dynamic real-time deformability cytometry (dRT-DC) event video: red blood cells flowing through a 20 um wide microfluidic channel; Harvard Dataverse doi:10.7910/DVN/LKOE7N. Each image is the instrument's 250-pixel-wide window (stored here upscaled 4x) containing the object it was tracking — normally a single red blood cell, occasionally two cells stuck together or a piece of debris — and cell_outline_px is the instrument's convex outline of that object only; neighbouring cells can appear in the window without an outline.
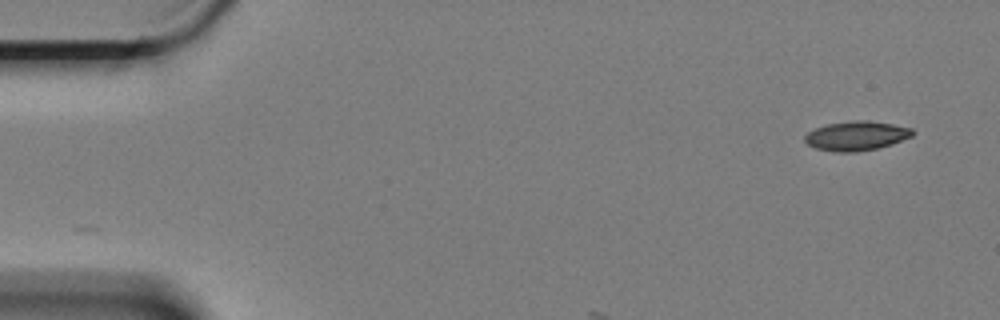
{"species": "Egyptian fruit bat (a non-hibernating species)", "species_latin": "Rousettus aegyptiacus", "temperature_condition": "cold", "stored_images_in_passage": 8, "camera_frame_rate_fps": 3000, "um_per_image_px": 0.085, "animal": {"sex": "female"}, "frame": {"image": 1, "passage_image": 1, "time_ms": 0.0, "image_size_px": [1000, 320], "cell_outline_px": [[916, 132], [912, 136], [892, 144], [876, 148], [856, 152], [832, 152], [816, 148], [808, 144], [804, 140], [804, 136], [808, 132], [816, 128], [828, 124], [852, 120], [868, 120], [892, 124], [912, 128]], "centroid_in_image_um": [72.8, 11.54], "position_along_channel_um": 12.2, "area_um2": 18.44}}